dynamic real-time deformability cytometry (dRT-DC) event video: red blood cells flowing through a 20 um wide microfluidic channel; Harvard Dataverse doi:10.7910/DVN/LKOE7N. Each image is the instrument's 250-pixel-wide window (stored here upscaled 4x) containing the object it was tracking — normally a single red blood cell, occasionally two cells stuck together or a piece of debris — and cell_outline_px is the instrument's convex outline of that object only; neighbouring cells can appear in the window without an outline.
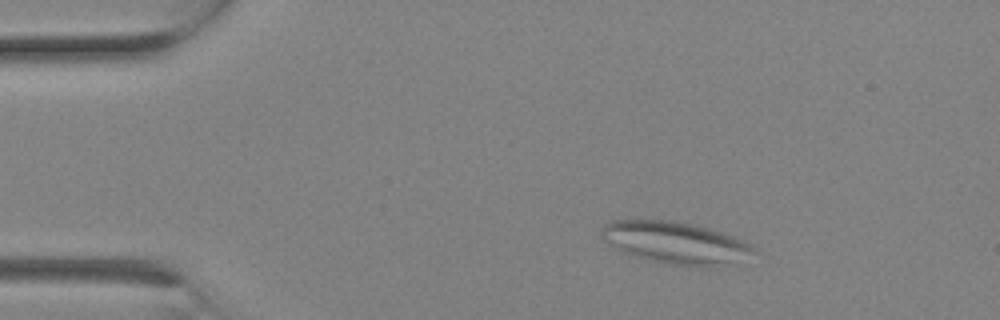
{"species": "Egyptian fruit bat (a non-hibernating species)", "species_latin": "Rousettus aegyptiacus", "temperature_condition": "room temperature", "stored_images_in_passage": 2, "camera_frame_rate_fps": 3000, "um_per_image_px": 0.085, "animal": {"sex": "female"}, "frame": {"image": 1, "passage_image": 2, "time_ms": 0.333, "image_size_px": [1000, 320], "cell_outline_px": [[760, 252], [708, 268], [672, 264], [652, 260], [636, 256], [624, 252], [608, 244], [604, 240], [600, 228], [604, 224], [612, 220], [672, 220], [692, 224], [708, 228], [744, 240], [752, 244]], "centroid_in_image_um": [57.41, 20.61], "position_along_channel_um": 27.6, "area_um2": 36.88}}